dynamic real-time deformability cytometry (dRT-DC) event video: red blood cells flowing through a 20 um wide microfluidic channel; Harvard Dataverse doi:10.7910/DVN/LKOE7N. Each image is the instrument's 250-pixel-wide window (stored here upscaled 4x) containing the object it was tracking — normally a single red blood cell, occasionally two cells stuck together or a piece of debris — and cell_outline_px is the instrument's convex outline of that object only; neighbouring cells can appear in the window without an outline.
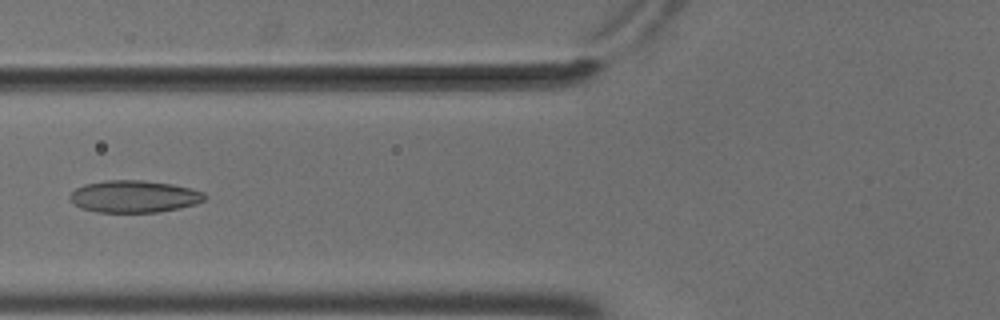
{"species": "common noctule bat (a hibernating species)", "species_latin": "Nyctalus noctula", "temperature_condition": "cold", "stored_images_in_passage": 7, "camera_frame_rate_fps": 3000, "um_per_image_px": 0.085, "animal": {"sex": "male", "body_mass_g": 18.8}, "frame": {"image": 1, "passage_image": 7, "time_ms": 2.0, "image_size_px": [1000, 320], "cell_outline_px": [[208, 196], [204, 200], [196, 204], [180, 208], [160, 212], [96, 212], [80, 208], [68, 200], [68, 196], [76, 188], [84, 184], [104, 180], [144, 180], [172, 184], [204, 192]], "centroid_in_image_um": [11.37, 16.7], "position_along_channel_um": 114.4, "area_um2": 25.49}}